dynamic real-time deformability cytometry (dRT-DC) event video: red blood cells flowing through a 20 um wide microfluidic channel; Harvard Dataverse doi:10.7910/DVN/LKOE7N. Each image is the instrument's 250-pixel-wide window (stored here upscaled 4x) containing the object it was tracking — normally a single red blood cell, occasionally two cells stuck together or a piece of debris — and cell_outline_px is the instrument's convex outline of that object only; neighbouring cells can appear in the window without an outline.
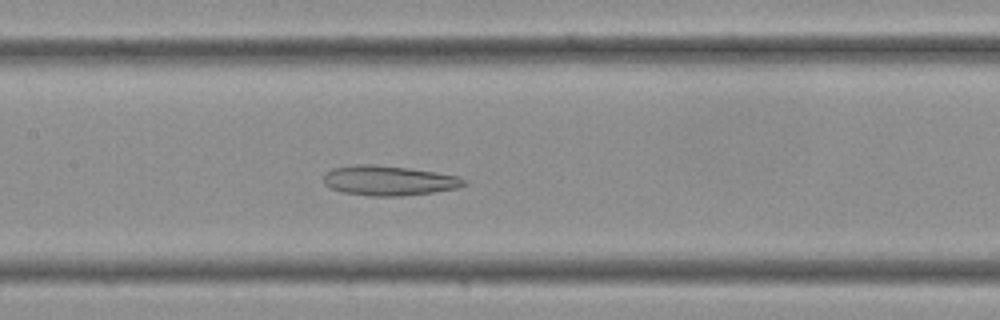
{"species": "Egyptian fruit bat (a non-hibernating species)", "species_latin": "Rousettus aegyptiacus", "temperature_condition": "cold", "stored_images_in_passage": 36, "camera_frame_rate_fps": 3000, "um_per_image_px": 0.085, "frame": {"image": 1, "passage_image": 17, "time_ms": 5.333, "image_size_px": [1000, 320], "cell_outline_px": [[468, 184], [460, 188], [404, 196], [372, 196], [340, 192], [324, 184], [324, 172], [332, 168], [356, 164], [376, 164], [408, 168], [436, 172], [456, 176], [468, 180]], "centroid_in_image_um": [33.05, 15.35], "position_along_channel_um": 174.3, "area_um2": 24.68}}
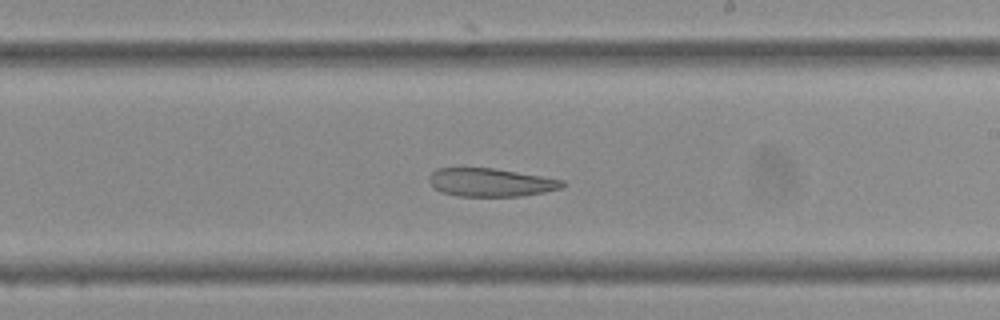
{"frame": {"image": 2, "passage_image": 21, "time_ms": 6.667, "image_size_px": [1000, 320], "cell_outline_px": [[564, 184], [560, 188], [544, 192], [520, 196], [456, 196], [440, 192], [432, 188], [428, 180], [428, 176], [436, 168], [492, 168], [564, 180]], "centroid_in_image_um": [41.62, 15.51], "position_along_channel_um": 247.4, "area_um2": 21.91}}
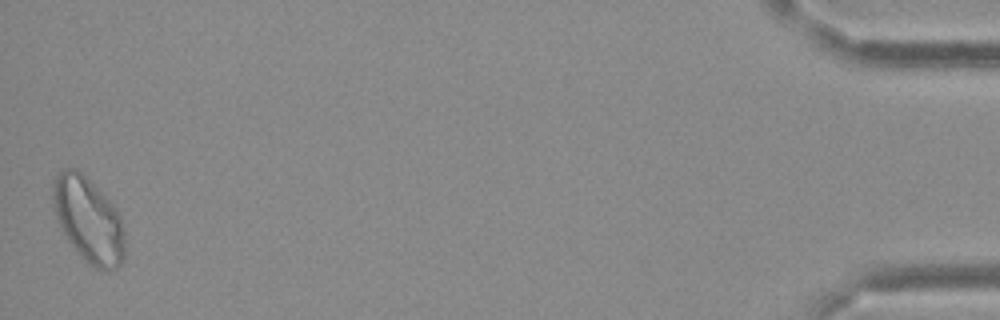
{"frame": {"image": 3, "passage_image": 36, "time_ms": 11.667, "image_size_px": [1000, 320], "cell_outline_px": [[124, 260], [116, 268], [96, 268], [88, 264], [80, 256], [68, 240], [56, 220], [52, 208], [52, 184], [56, 176], [64, 168], [76, 168], [116, 208], [120, 216], [124, 232]], "centroid_in_image_um": [7.48, 18.69], "position_along_channel_um": 427.7, "area_um2": 35.37}}